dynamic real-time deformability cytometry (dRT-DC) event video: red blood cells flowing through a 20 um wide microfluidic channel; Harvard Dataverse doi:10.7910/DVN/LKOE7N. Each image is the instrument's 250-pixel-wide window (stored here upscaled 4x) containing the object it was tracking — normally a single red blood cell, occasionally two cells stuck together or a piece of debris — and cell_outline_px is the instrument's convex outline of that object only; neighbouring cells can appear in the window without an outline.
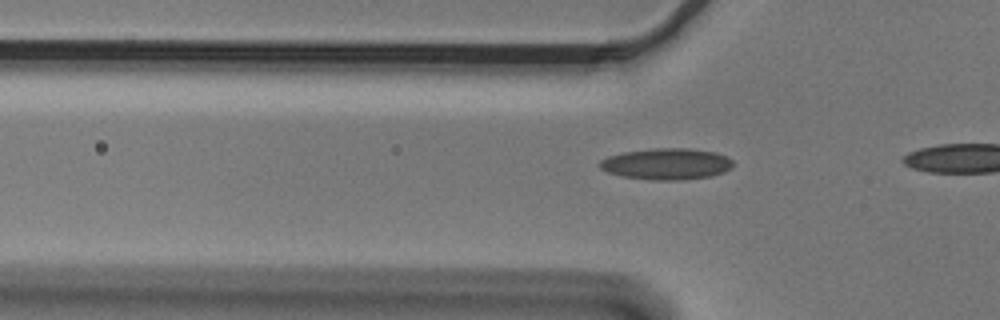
{"species": "Egyptian fruit bat (a non-hibernating species)", "species_latin": "Rousettus aegyptiacus", "temperature_condition": "cold", "stored_images_in_passage": 16, "camera_frame_rate_fps": 3000, "um_per_image_px": 0.085, "animal": {"sex": "male"}, "frame": {"image": 1, "passage_image": 14, "time_ms": 4.333, "image_size_px": [1000, 320], "cell_outline_px": [[732, 168], [724, 172], [712, 176], [680, 180], [648, 180], [620, 176], [608, 172], [600, 168], [600, 160], [608, 156], [624, 152], [652, 148], [688, 148], [716, 152], [732, 160]], "centroid_in_image_um": [56.65, 13.94], "position_along_channel_um": 69.1, "area_um2": 24.45}}